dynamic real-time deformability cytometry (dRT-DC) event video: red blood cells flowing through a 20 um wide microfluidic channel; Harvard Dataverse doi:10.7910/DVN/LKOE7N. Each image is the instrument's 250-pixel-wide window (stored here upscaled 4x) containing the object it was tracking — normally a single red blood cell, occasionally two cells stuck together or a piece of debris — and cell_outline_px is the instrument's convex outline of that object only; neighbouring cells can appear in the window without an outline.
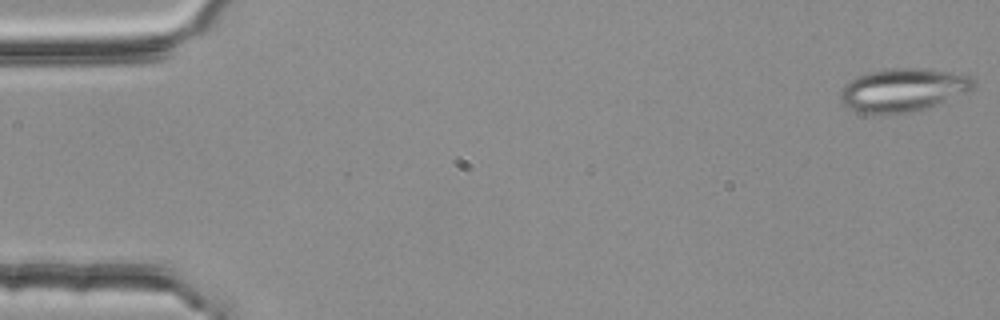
{"species": "common noctule bat (a hibernating species)", "species_latin": "Nyctalus noctula", "temperature_condition": "room temperature", "stored_images_in_passage": 4, "camera_frame_rate_fps": 3000, "um_per_image_px": 0.085, "animal": {"sex": "female", "body_mass_g": 25.1}, "frame": {"image": 1, "passage_image": 1, "time_ms": 0.0, "image_size_px": [1000, 320], "cell_outline_px": [[976, 84], [972, 88], [964, 92], [936, 104], [924, 108], [908, 112], [860, 112], [848, 108], [840, 100], [840, 88], [844, 84], [856, 76], [868, 72], [892, 68], [920, 68], [952, 72], [972, 76], [976, 80]], "centroid_in_image_um": [76.72, 7.61], "position_along_channel_um": 8.3, "area_um2": 32.95}}